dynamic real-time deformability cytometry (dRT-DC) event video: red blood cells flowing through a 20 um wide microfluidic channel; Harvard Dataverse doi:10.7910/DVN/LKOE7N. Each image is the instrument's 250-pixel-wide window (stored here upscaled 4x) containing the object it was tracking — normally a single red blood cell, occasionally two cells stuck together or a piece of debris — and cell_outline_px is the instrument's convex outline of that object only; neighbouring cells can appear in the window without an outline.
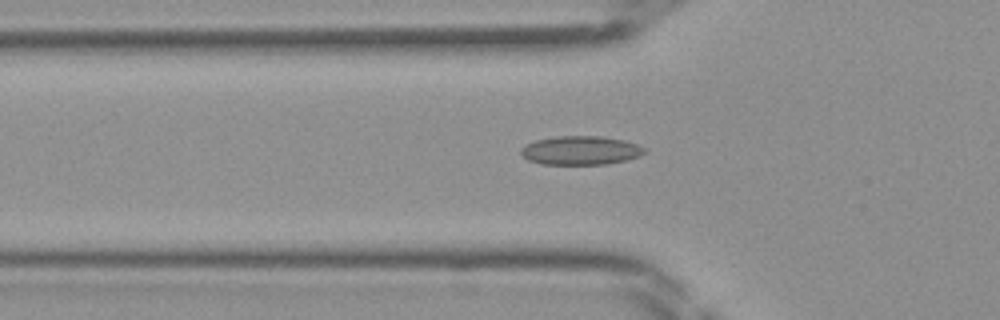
{"species": "Egyptian fruit bat (a non-hibernating species)", "species_latin": "Rousettus aegyptiacus", "temperature_condition": "room temperature", "stored_images_in_passage": 38, "camera_frame_rate_fps": 3000, "um_per_image_px": 0.085, "frame": {"image": 1, "passage_image": 8, "time_ms": 2.333, "image_size_px": [1000, 320], "cell_outline_px": [[648, 148], [640, 156], [628, 160], [608, 164], [540, 164], [528, 160], [520, 152], [520, 148], [524, 144], [536, 140], [556, 136], [600, 136], [624, 140]], "centroid_in_image_um": [49.36, 12.78], "position_along_channel_um": 76.4, "area_um2": 20.92}}
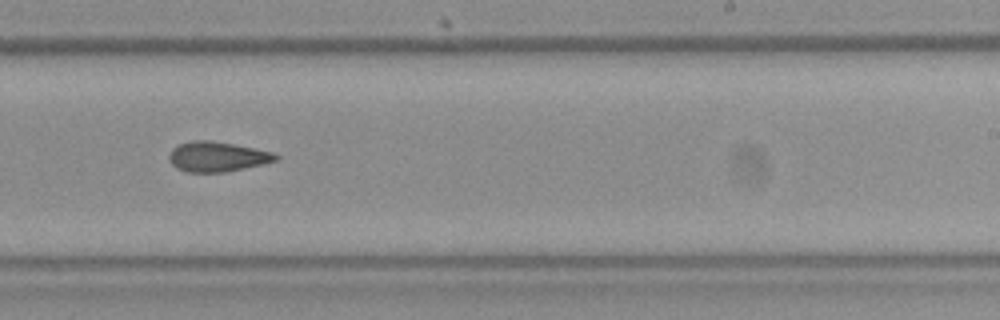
{"frame": {"image": 2, "passage_image": 21, "time_ms": 6.667, "image_size_px": [1000, 320], "cell_outline_px": [[280, 160], [224, 172], [188, 172], [176, 168], [168, 160], [168, 156], [172, 148], [176, 144], [192, 140], [212, 140], [256, 148], [272, 152], [280, 156]], "centroid_in_image_um": [18.44, 13.3], "position_along_channel_um": 270.6, "area_um2": 18.84}}
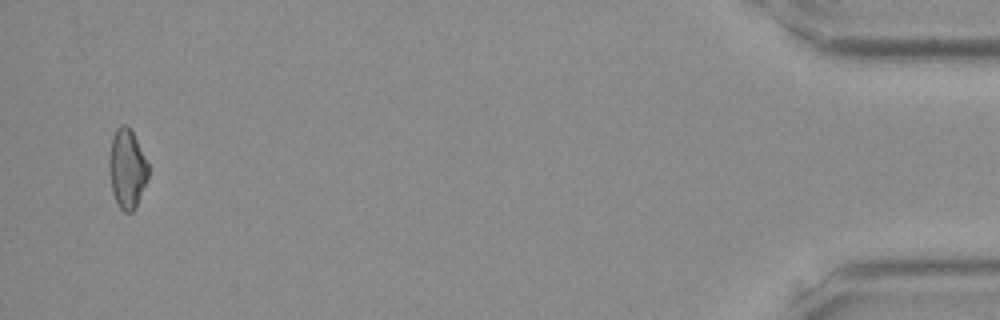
{"frame": {"image": 3, "passage_image": 37, "time_ms": 12.0, "image_size_px": [1000, 320], "cell_outline_px": [[148, 180], [136, 208], [132, 212], [124, 212], [120, 208], [112, 192], [108, 168], [108, 156], [112, 136], [116, 128], [124, 124], [132, 132], [148, 164]], "centroid_in_image_um": [10.78, 14.38], "position_along_channel_um": 424.4, "area_um2": 18.15}}